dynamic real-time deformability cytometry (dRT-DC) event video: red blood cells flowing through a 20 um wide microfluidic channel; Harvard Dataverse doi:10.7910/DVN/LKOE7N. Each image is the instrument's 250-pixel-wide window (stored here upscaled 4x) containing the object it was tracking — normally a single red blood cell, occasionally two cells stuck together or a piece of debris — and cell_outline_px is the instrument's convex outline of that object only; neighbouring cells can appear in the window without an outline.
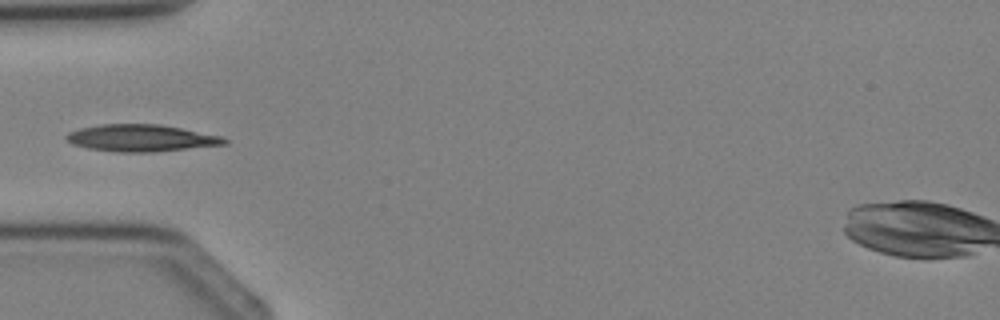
{"species": "Egyptian fruit bat (a non-hibernating species)", "species_latin": "Rousettus aegyptiacus", "temperature_condition": "cold", "stored_images_in_passage": 4, "camera_frame_rate_fps": 3000, "um_per_image_px": 0.085, "animal": {"sex": "female"}, "frame": {"image": 1, "passage_image": 4, "time_ms": 3.667, "image_size_px": [1000, 320], "cell_outline_px": [[228, 144], [152, 152], [116, 152], [88, 148], [72, 144], [64, 136], [68, 132], [80, 128], [100, 124], [160, 124], [220, 136], [228, 140]], "centroid_in_image_um": [11.96, 11.73], "position_along_channel_um": 73.0, "area_um2": 24.68}}